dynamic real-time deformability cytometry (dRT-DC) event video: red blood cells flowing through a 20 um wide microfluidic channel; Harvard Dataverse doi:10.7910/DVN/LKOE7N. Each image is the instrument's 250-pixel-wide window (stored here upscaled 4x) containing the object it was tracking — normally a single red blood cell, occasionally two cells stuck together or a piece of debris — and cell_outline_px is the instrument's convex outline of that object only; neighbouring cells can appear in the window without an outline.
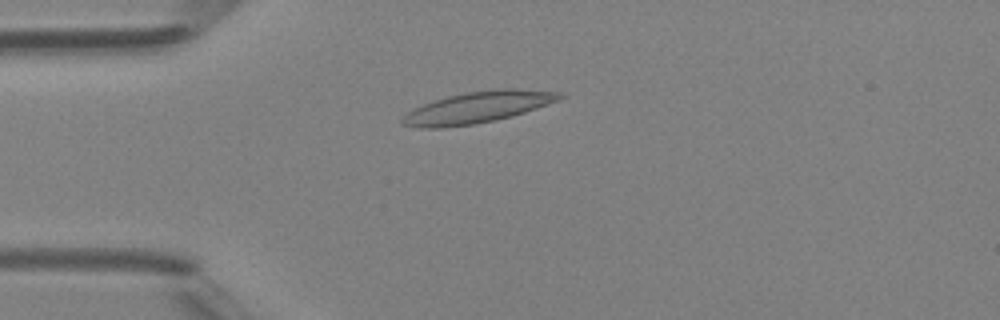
{"species": "Egyptian fruit bat (a non-hibernating species)", "species_latin": "Rousettus aegyptiacus", "temperature_condition": "room temperature", "stored_images_in_passage": 2, "camera_frame_rate_fps": 3000, "um_per_image_px": 0.085, "animal": {"sex": "female"}, "frame": {"image": 1, "passage_image": 2, "time_ms": 1.0, "image_size_px": [1000, 320], "cell_outline_px": [[564, 96], [560, 100], [512, 116], [496, 120], [472, 124], [444, 128], [420, 128], [400, 124], [400, 120], [412, 108], [448, 96], [464, 92], [500, 88], [516, 88], [560, 92]], "centroid_in_image_um": [40.59, 9.12], "position_along_channel_um": 44.4, "area_um2": 28.78}}